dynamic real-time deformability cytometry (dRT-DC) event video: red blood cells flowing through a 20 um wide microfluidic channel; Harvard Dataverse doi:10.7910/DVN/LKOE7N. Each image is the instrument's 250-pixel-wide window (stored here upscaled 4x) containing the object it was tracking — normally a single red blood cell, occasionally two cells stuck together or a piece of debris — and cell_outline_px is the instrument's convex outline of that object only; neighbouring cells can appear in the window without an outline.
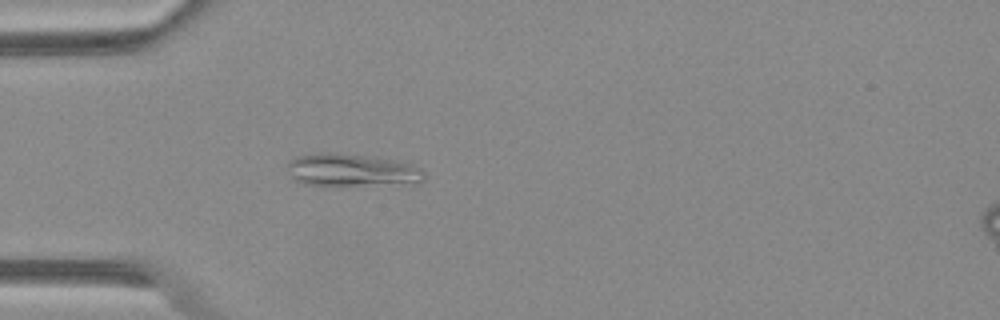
{"species": "Egyptian fruit bat (a non-hibernating species)", "species_latin": "Rousettus aegyptiacus", "temperature_condition": "warm", "stored_images_in_passage": 46, "camera_frame_rate_fps": 3000, "um_per_image_px": 0.085, "animal": {"sex": "female"}, "frame": {"image": 1, "passage_image": 11, "time_ms": 3.333, "image_size_px": [1000, 320], "cell_outline_px": [[424, 180], [420, 184], [304, 184], [292, 180], [288, 164], [288, 160], [300, 156], [376, 156], [396, 160], [420, 168], [424, 172]], "centroid_in_image_um": [30.02, 14.51], "position_along_channel_um": 55.0, "area_um2": 24.68}}
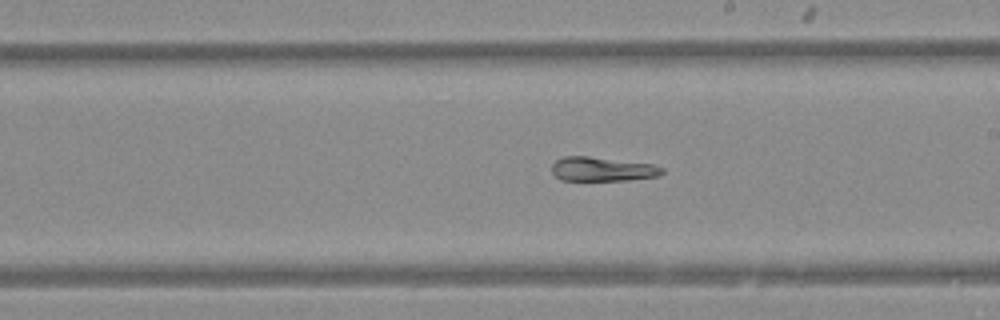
{"frame": {"image": 2, "passage_image": 25, "time_ms": 8.0, "image_size_px": [1000, 320], "cell_outline_px": [[664, 172], [660, 176], [628, 180], [560, 180], [552, 172], [552, 164], [556, 160], [564, 156], [588, 156], [652, 164], [664, 168]], "centroid_in_image_um": [51.21, 14.38], "position_along_channel_um": 237.8, "area_um2": 15.55}}
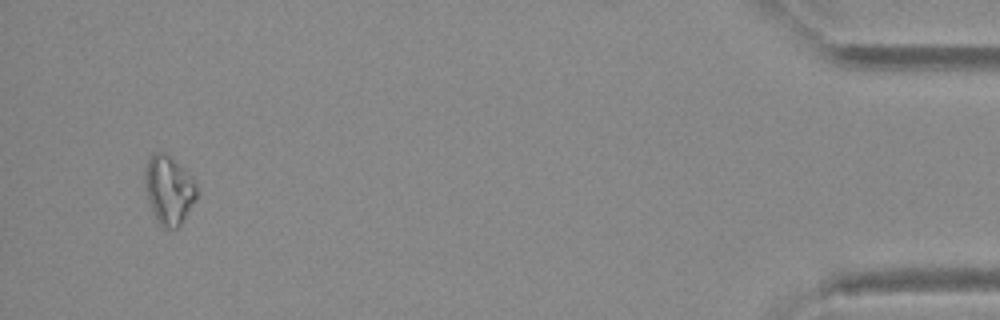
{"frame": {"image": 3, "passage_image": 44, "time_ms": 14.333, "image_size_px": [1000, 320], "cell_outline_px": [[196, 200], [180, 224], [176, 228], [164, 228], [156, 220], [148, 196], [144, 180], [144, 172], [148, 160], [152, 152], [164, 152], [184, 168], [196, 184]], "centroid_in_image_um": [14.35, 16.12], "position_along_channel_um": 420.9, "area_um2": 20.35}}